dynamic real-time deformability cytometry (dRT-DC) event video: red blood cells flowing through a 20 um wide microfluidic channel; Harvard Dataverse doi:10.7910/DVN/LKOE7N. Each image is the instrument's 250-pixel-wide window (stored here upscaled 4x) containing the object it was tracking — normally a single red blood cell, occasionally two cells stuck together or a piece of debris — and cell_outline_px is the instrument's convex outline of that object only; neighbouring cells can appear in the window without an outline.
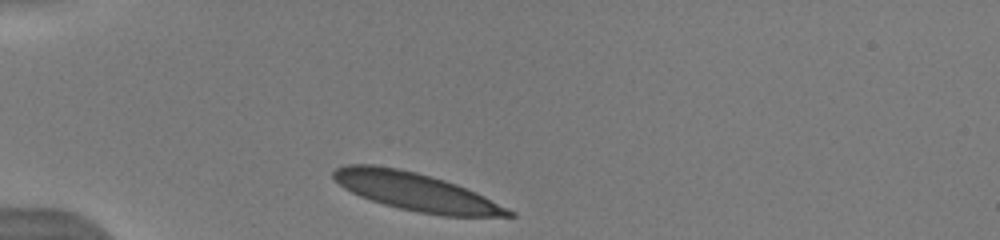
{"species": "human", "species_latin": "Homo sapiens", "temperature_condition": "warm", "stored_images_in_passage": 33, "camera_frame_rate_fps": 3000, "um_per_image_px": 0.085, "donor": {"sex": "male"}, "frame": {"image": 1, "passage_image": 1, "time_ms": 0.0, "image_size_px": [1000, 240], "cell_outline_px": [[516, 216], [444, 216], [420, 212], [400, 208], [384, 204], [360, 196], [344, 188], [332, 176], [332, 172], [336, 168], [344, 164], [372, 164], [400, 168], [416, 172], [444, 180], [456, 184], [476, 192], [516, 212]], "centroid_in_image_um": [35.34, 16.28], "position_along_channel_um": 49.7, "area_um2": 38.44}}
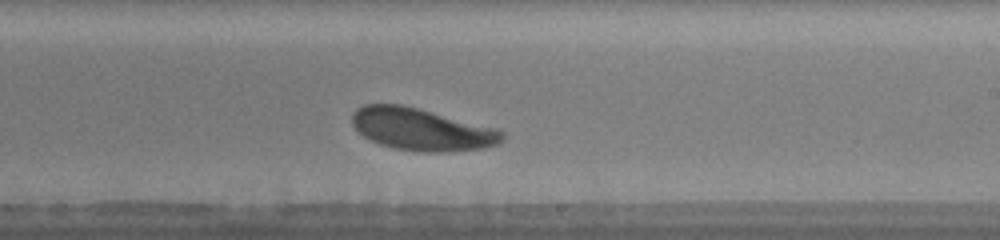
{"frame": {"image": 2, "passage_image": 19, "time_ms": 6.0, "image_size_px": [1000, 240], "cell_outline_px": [[504, 140], [500, 144], [484, 148], [448, 152], [416, 152], [392, 148], [368, 140], [352, 124], [352, 112], [356, 108], [364, 104], [400, 104], [500, 128], [504, 132]], "centroid_in_image_um": [35.88, 11.01], "position_along_channel_um": 253.1, "area_um2": 37.45}}
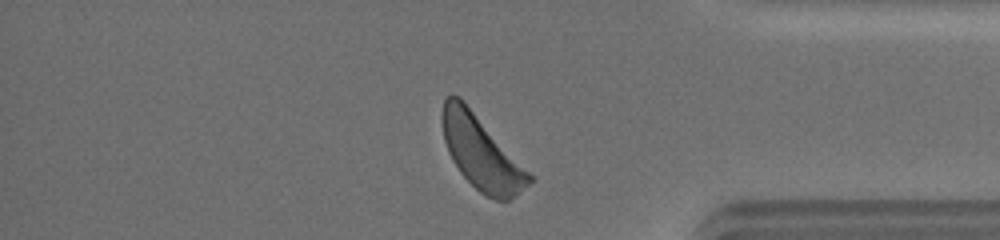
{"frame": {"image": 3, "passage_image": 31, "time_ms": 10.0, "image_size_px": [1000, 240], "cell_outline_px": [[532, 180], [528, 184], [508, 200], [496, 200], [480, 192], [460, 172], [452, 160], [448, 152], [444, 140], [440, 120], [440, 116], [444, 96], [460, 96], [532, 176]], "centroid_in_image_um": [40.83, 12.94], "position_along_channel_um": 394.4, "area_um2": 36.47}, "authors_computed_cell_mechanics": {"area_um2": 37.1076, "velocity_mm_per_s": 3.86, "shape_relaxation_time_tau1_ms": 2.7464, "shape_relaxation_time_tau2_ms": null, "deformation_change_tau1": 0.1481, "deformation_change_tau2": null}}